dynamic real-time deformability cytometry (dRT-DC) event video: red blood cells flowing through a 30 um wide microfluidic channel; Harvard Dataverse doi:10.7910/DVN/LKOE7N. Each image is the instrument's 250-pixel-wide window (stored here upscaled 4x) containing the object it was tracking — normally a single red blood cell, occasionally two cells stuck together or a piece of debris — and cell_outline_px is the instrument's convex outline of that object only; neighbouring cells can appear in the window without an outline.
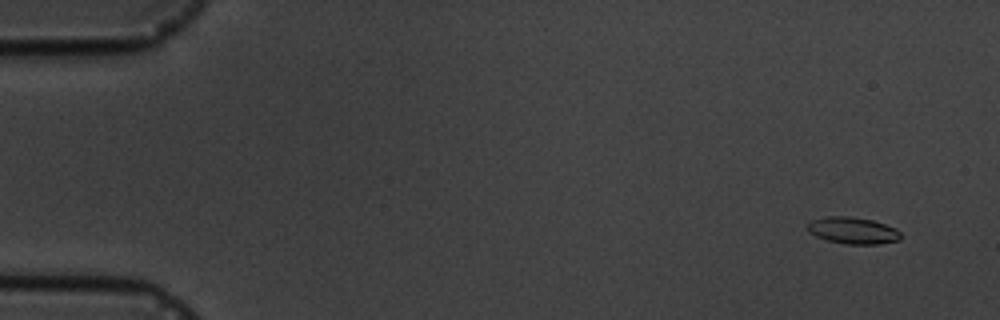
{"species": "common noctule bat (a hibernating species)", "species_latin": "Nyctalus noctula", "temperature_condition": "cold", "stored_images_in_passage": 6, "camera_frame_rate_fps": 3000, "um_per_image_px": 0.085, "animal": {"sex": "male", "body_mass_g": 19.5, "forearm_length_mm": 54.6}, "frame": {"image": 1, "passage_image": 1, "time_ms": 0.0, "image_size_px": [1000, 320], "cell_outline_px": [[900, 240], [880, 244], [848, 244], [828, 240], [816, 236], [808, 232], [808, 224], [812, 220], [828, 216], [848, 216], [872, 220], [896, 228], [900, 232]], "centroid_in_image_um": [72.51, 19.59], "position_along_channel_um": 12.5, "area_um2": 14.39}}
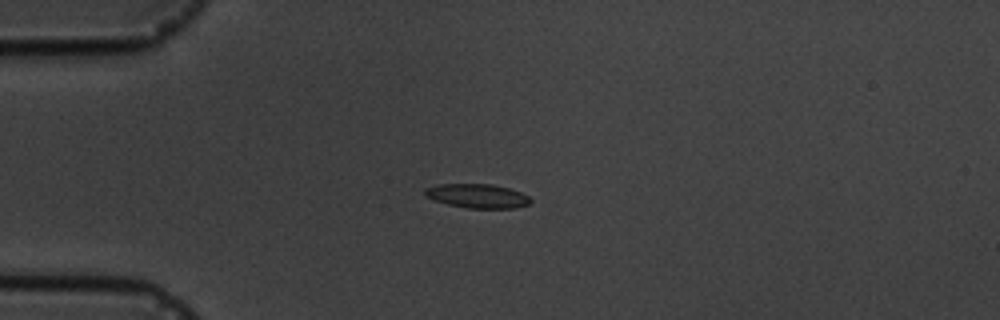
{"frame": {"image": 2, "passage_image": 4, "time_ms": 3.667, "image_size_px": [1000, 320], "cell_outline_px": [[532, 200], [528, 204], [516, 208], [468, 208], [448, 204], [424, 196], [424, 188], [440, 184], [492, 184], [508, 188], [520, 192], [528, 196]], "centroid_in_image_um": [40.57, 16.65], "position_along_channel_um": 44.4, "area_um2": 14.74}}
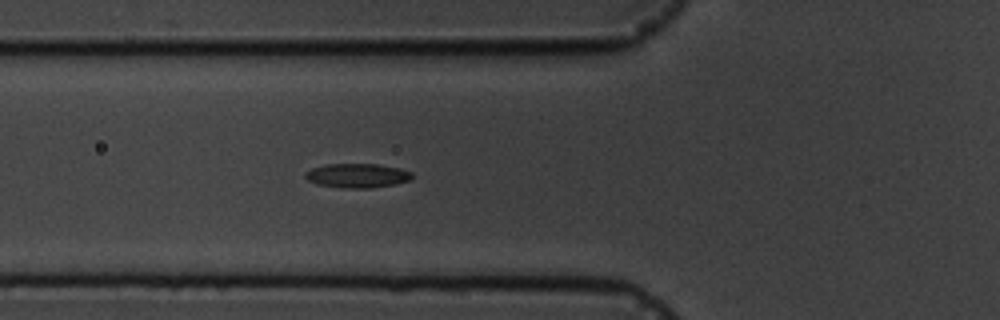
{"frame": {"image": 3, "passage_image": 6, "time_ms": 5.667, "image_size_px": [1000, 320], "cell_outline_px": [[412, 180], [396, 184], [372, 188], [344, 188], [316, 184], [308, 180], [304, 176], [304, 172], [312, 168], [324, 164], [380, 164], [400, 168], [412, 172]], "centroid_in_image_um": [30.38, 14.92], "position_along_channel_um": 95.4, "area_um2": 15.32}}